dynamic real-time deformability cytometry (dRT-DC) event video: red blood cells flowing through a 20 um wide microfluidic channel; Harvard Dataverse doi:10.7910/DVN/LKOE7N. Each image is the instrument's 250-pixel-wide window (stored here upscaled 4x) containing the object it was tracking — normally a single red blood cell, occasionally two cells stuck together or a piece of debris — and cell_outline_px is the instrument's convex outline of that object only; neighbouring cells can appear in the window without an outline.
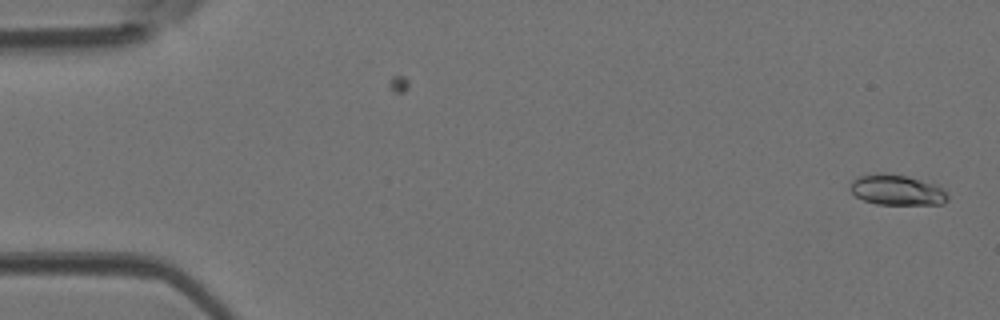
{"species": "Egyptian fruit bat (a non-hibernating species)", "species_latin": "Rousettus aegyptiacus", "temperature_condition": "room temperature", "stored_images_in_passage": 46, "camera_frame_rate_fps": 3000, "um_per_image_px": 0.085, "animal": {"sex": "female"}, "frame": {"image": 1, "passage_image": 1, "time_ms": 0.0, "image_size_px": [1000, 320], "cell_outline_px": [[948, 200], [944, 204], [876, 204], [864, 200], [856, 196], [848, 188], [852, 180], [856, 176], [876, 172], [884, 172], [908, 176], [936, 184], [944, 188], [948, 196]], "centroid_in_image_um": [76.22, 16.12], "position_along_channel_um": 8.8, "area_um2": 17.69}}
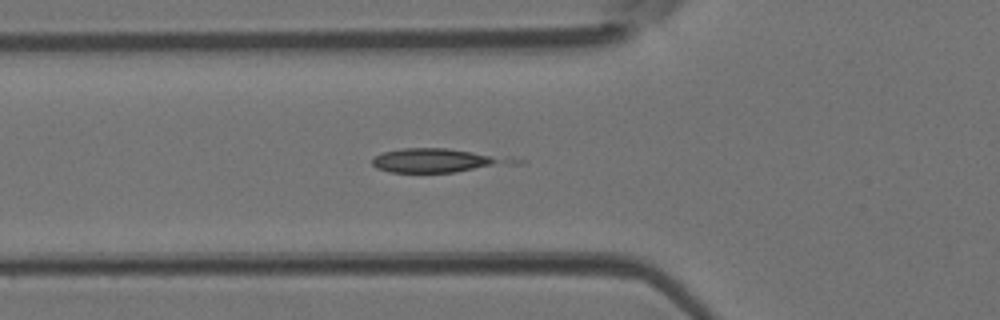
{"frame": {"image": 2, "passage_image": 16, "time_ms": 5.0, "image_size_px": [1000, 320], "cell_outline_px": [[496, 160], [492, 164], [456, 172], [388, 172], [376, 168], [372, 164], [372, 160], [376, 156], [384, 152], [400, 148], [448, 148], [472, 152], [488, 156]], "centroid_in_image_um": [36.52, 13.63], "position_along_channel_um": 89.3, "area_um2": 17.34}}
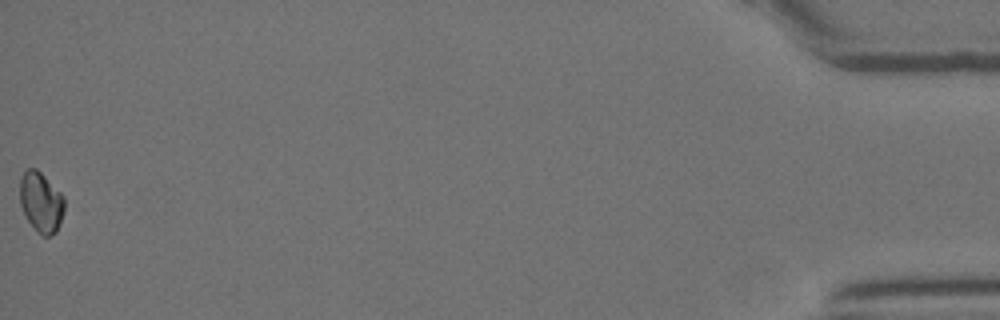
{"frame": {"image": 3, "passage_image": 46, "time_ms": 15.0, "image_size_px": [1000, 320], "cell_outline_px": [[64, 208], [56, 232], [48, 236], [44, 236], [28, 220], [20, 204], [20, 176], [28, 168], [36, 168], [64, 196]], "centroid_in_image_um": [3.48, 17.14], "position_along_channel_um": 431.7, "area_um2": 15.2}}